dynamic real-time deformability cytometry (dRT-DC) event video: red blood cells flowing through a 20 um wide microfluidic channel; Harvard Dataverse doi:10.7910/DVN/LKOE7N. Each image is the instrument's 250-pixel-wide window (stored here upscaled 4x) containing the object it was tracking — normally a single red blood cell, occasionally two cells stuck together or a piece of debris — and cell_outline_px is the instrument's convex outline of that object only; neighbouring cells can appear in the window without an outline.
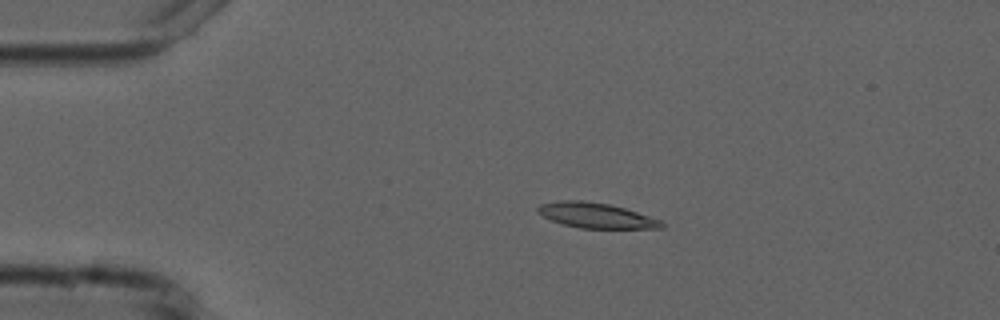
{"species": "common noctule bat (a hibernating species)", "species_latin": "Nyctalus noctula", "temperature_condition": "cold", "stored_images_in_passage": 3, "camera_frame_rate_fps": 3000, "um_per_image_px": 0.085, "animal": {"sex": "male", "forearm_length_mm": 52.5}, "frame": {"image": 1, "passage_image": 2, "time_ms": 1.333, "image_size_px": [1000, 320], "cell_outline_px": [[664, 228], [580, 228], [564, 224], [552, 220], [536, 212], [536, 208], [540, 204], [556, 200], [580, 200], [608, 204], [624, 208], [664, 220]], "centroid_in_image_um": [50.68, 18.31], "position_along_channel_um": 34.3, "area_um2": 18.21}}